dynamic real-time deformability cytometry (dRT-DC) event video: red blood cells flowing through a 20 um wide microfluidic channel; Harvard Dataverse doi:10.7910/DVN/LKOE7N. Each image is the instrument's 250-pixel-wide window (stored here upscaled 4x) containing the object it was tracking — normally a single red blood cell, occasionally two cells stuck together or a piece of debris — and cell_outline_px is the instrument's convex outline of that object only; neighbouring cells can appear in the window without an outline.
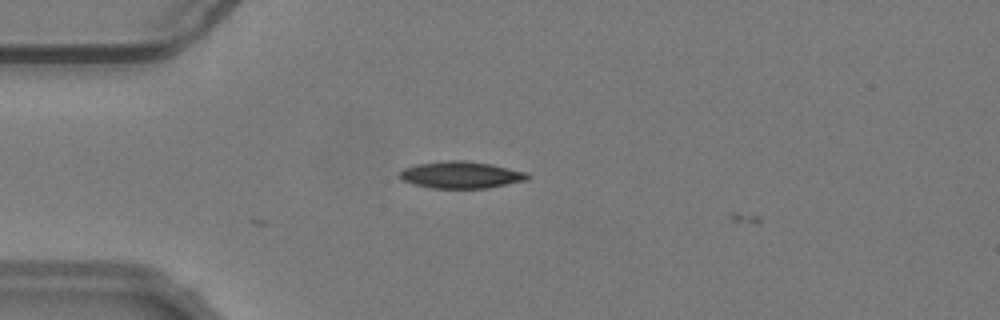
{"species": "common noctule bat (a hibernating species)", "species_latin": "Nyctalus noctula", "temperature_condition": "warm", "stored_images_in_passage": 9, "camera_frame_rate_fps": 3000, "um_per_image_px": 0.085, "animal": {"sex": "male", "body_mass_g": 19.2, "forearm_length_mm": 51.8}, "frame": {"image": 1, "passage_image": 9, "time_ms": 2.667, "image_size_px": [1000, 320], "cell_outline_px": [[532, 176], [528, 180], [488, 188], [432, 188], [412, 184], [404, 180], [400, 176], [400, 172], [404, 168], [416, 164], [448, 160], [464, 160], [492, 164], [528, 172]], "centroid_in_image_um": [39.25, 14.86], "position_along_channel_um": 45.8, "area_um2": 20.17}}